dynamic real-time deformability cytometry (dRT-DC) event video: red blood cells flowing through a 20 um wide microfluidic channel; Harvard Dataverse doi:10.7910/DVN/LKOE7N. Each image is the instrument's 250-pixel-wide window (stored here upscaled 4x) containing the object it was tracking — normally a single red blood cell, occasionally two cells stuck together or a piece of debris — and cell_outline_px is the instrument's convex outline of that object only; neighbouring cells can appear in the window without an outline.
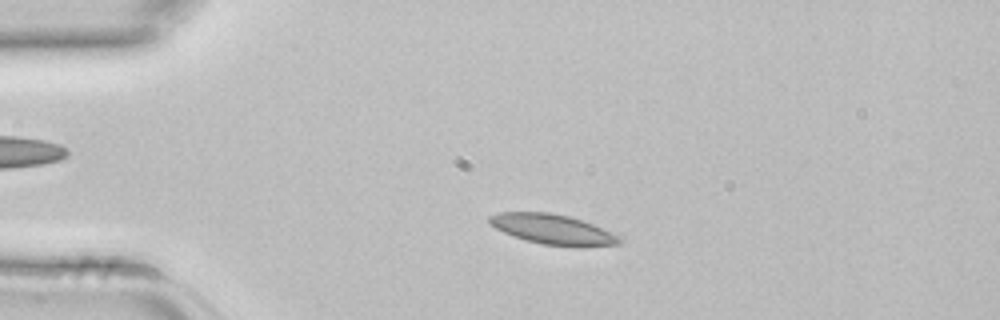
{"species": "common noctule bat (a hibernating species)", "species_latin": "Nyctalus noctula", "temperature_condition": "room temperature", "stored_images_in_passage": 1, "camera_frame_rate_fps": 3000, "um_per_image_px": 0.085, "animal": {"sex": "female", "body_mass_g": 22.7, "forearm_length_mm": 54.2}, "frame": {"image": 1, "passage_image": 1, "time_ms": 0.0, "image_size_px": [1000, 320], "cell_outline_px": [[624, 240], [620, 244], [584, 248], [572, 248], [544, 244], [512, 236], [488, 224], [488, 216], [500, 212], [548, 212], [568, 216], [584, 220]], "centroid_in_image_um": [46.98, 19.51], "position_along_channel_um": 38.0, "area_um2": 22.95}}